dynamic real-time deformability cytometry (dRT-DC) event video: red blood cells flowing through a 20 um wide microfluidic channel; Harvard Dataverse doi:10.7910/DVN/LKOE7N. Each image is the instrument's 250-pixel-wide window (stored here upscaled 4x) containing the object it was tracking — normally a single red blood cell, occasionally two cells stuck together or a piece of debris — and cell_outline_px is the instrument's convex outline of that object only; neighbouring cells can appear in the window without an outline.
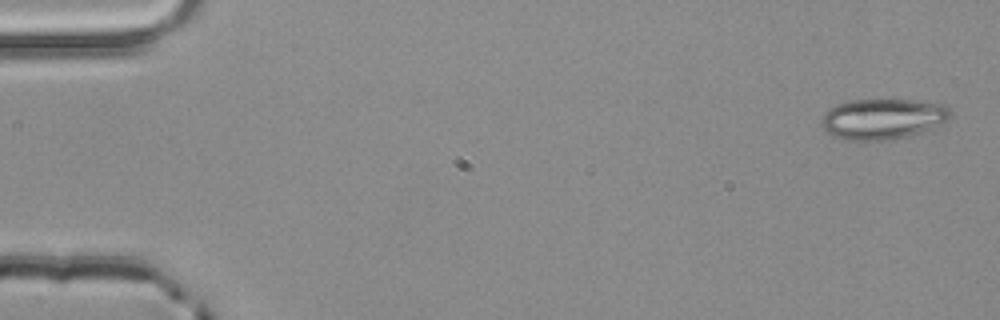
{"species": "common noctule bat (a hibernating species)", "species_latin": "Nyctalus noctula", "temperature_condition": "room temperature", "stored_images_in_passage": 4, "camera_frame_rate_fps": 3000, "um_per_image_px": 0.085, "animal": {"sex": "male", "body_mass_g": 20.4}, "frame": {"image": 1, "passage_image": 1, "time_ms": 0.0, "image_size_px": [1000, 320], "cell_outline_px": [[952, 112], [948, 120], [940, 124], [920, 132], [888, 140], [844, 140], [832, 136], [820, 124], [820, 120], [824, 112], [836, 104], [848, 100], [912, 100], [944, 104]], "centroid_in_image_um": [74.98, 10.1], "position_along_channel_um": 10.0, "area_um2": 30.46}}